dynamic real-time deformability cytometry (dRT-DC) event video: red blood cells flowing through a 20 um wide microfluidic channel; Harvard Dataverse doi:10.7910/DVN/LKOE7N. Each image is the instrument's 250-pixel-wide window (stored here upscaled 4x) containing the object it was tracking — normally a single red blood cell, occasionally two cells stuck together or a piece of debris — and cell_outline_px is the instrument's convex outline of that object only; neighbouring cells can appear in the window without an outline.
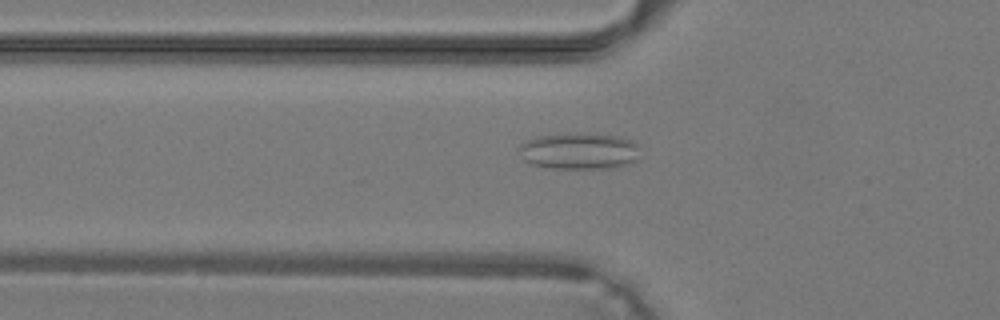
{"species": "common noctule bat (a hibernating species)", "species_latin": "Nyctalus noctula", "temperature_condition": "warm", "stored_images_in_passage": 41, "camera_frame_rate_fps": 3000, "um_per_image_px": 0.085, "animal": {"sex": "male", "body_mass_g": 19.2, "forearm_length_mm": 51.8}, "frame": {"image": 1, "passage_image": 15, "time_ms": 4.667, "image_size_px": [1000, 320], "cell_outline_px": [[636, 160], [632, 164], [612, 168], [544, 168], [532, 164], [524, 160], [516, 148], [520, 144], [528, 140], [540, 136], [616, 136], [632, 140], [636, 144]], "centroid_in_image_um": [49.19, 12.9], "position_along_channel_um": 76.6, "area_um2": 24.74}}
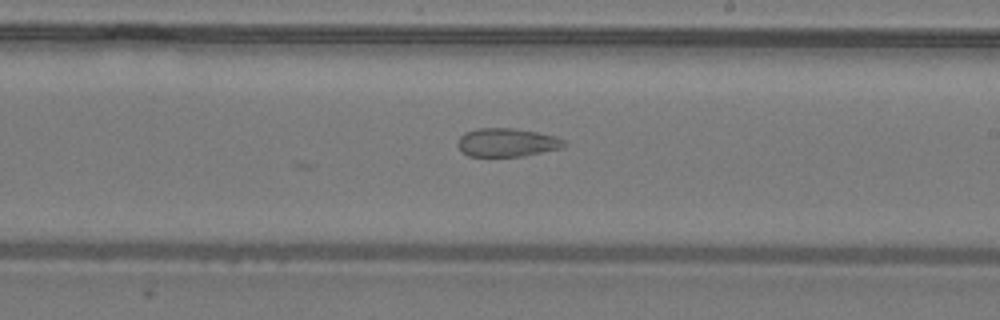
{"frame": {"image": 2, "passage_image": 25, "time_ms": 8.0, "image_size_px": [1000, 320], "cell_outline_px": [[568, 144], [564, 148], [520, 156], [468, 156], [456, 144], [456, 140], [464, 132], [480, 128], [512, 128], [536, 132], [556, 136], [564, 140]], "centroid_in_image_um": [43.1, 12.1], "position_along_channel_um": 245.9, "area_um2": 17.69}}
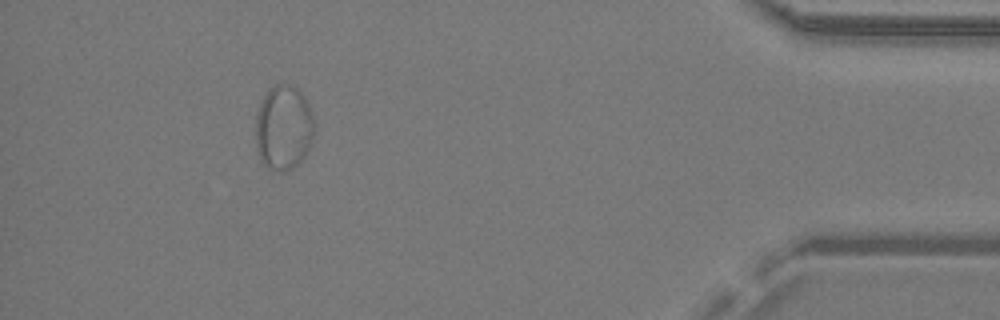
{"frame": {"image": 3, "passage_image": 38, "time_ms": 12.333, "image_size_px": [1000, 320], "cell_outline_px": [[316, 128], [312, 140], [304, 156], [292, 168], [280, 172], [268, 168], [260, 160], [256, 144], [256, 112], [268, 88], [276, 84], [288, 84], [296, 88], [304, 96], [312, 112], [316, 124]], "centroid_in_image_um": [24.11, 10.83], "position_along_channel_um": 411.1, "area_um2": 29.19}}